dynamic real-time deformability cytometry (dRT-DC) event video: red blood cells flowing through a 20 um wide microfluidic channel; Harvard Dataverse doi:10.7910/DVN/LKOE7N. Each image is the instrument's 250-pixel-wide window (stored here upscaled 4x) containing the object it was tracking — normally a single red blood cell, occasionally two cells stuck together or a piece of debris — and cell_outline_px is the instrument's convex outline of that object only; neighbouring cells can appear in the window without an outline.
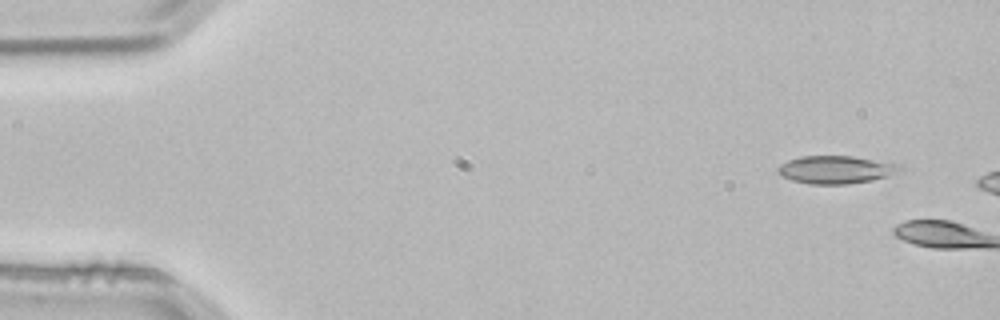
{"species": "common noctule bat (a hibernating species)", "species_latin": "Nyctalus noctula", "temperature_condition": "room temperature", "stored_images_in_passage": 2, "camera_frame_rate_fps": 3000, "um_per_image_px": 0.085, "animal": {"sex": "male", "body_mass_g": 21.5, "forearm_length_mm": 52.0}, "frame": {"image": 1, "passage_image": 1, "time_ms": 0.0, "image_size_px": [1000, 320], "cell_outline_px": [[904, 168], [888, 176], [872, 180], [848, 184], [808, 184], [792, 180], [780, 176], [776, 172], [776, 168], [780, 164], [788, 160], [800, 156], [852, 156], [892, 160], [900, 164]], "centroid_in_image_um": [71.09, 14.4], "position_along_channel_um": 13.9, "area_um2": 20.4}}